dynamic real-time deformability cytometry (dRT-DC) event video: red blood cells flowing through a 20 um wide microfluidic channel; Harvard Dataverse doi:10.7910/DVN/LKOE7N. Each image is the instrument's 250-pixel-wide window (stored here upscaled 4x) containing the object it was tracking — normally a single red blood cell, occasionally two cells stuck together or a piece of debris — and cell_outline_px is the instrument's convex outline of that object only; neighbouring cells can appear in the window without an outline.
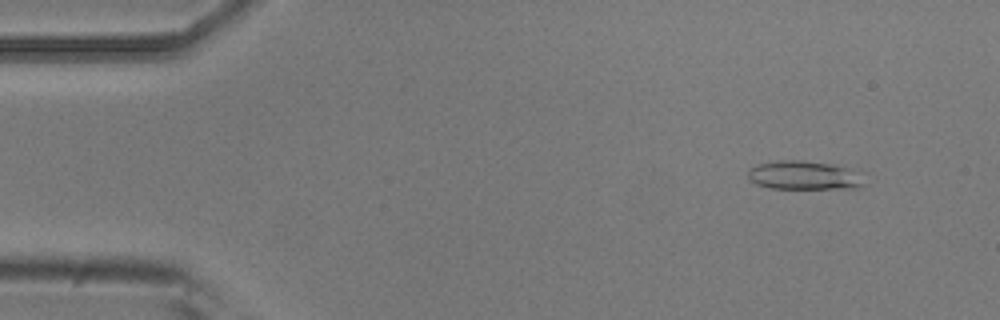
{"species": "common noctule bat (a hibernating species)", "species_latin": "Nyctalus noctula", "temperature_condition": "room temperature", "stored_images_in_passage": 52, "camera_frame_rate_fps": 3000, "um_per_image_px": 0.085, "animal": {"sex": "male", "body_mass_g": 20.5, "forearm_length_mm": 52.5}, "frame": {"image": 1, "passage_image": 5, "time_ms": 1.333, "image_size_px": [1000, 320], "cell_outline_px": [[864, 184], [860, 188], [772, 188], [756, 184], [748, 176], [748, 168], [760, 164], [780, 160], [800, 160], [832, 164], [844, 168]], "centroid_in_image_um": [68.2, 14.9], "position_along_channel_um": 16.8, "area_um2": 18.61}}
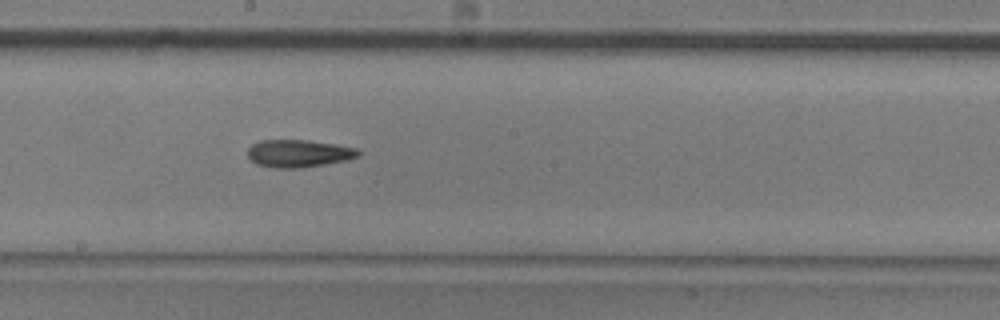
{"frame": {"image": 2, "passage_image": 28, "time_ms": 9.0, "image_size_px": [1000, 320], "cell_outline_px": [[364, 152], [360, 156], [348, 160], [300, 168], [272, 168], [256, 164], [248, 156], [248, 148], [252, 144], [260, 140], [308, 140], [336, 144], [356, 148]], "centroid_in_image_um": [25.42, 13.04], "position_along_channel_um": 222.8, "area_um2": 17.98}}
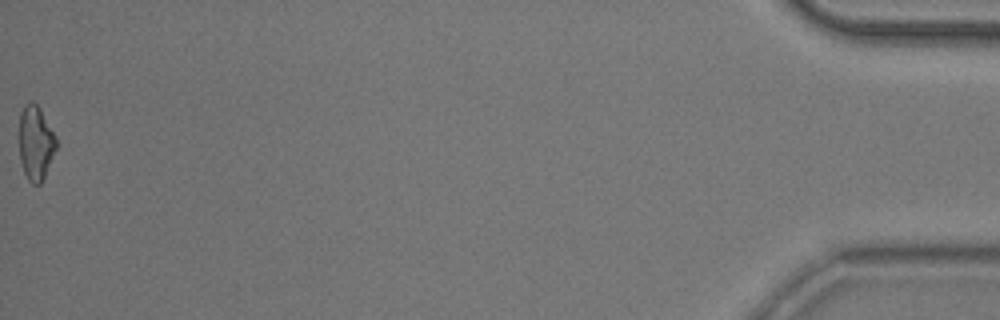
{"frame": {"image": 3, "passage_image": 52, "time_ms": 17.0, "image_size_px": [1000, 320], "cell_outline_px": [[56, 148], [44, 176], [40, 184], [32, 184], [28, 180], [24, 172], [20, 160], [20, 112], [24, 104], [32, 100], [40, 108], [56, 136]], "centroid_in_image_um": [3.02, 12.12], "position_along_channel_um": 432.2, "area_um2": 15.9}, "authors_computed_cell_mechanics": {"area_um2": 17.3689, "velocity_mm_per_s": 3.8923, "shape_relaxation_time_tau1_ms": 8.1121, "shape_relaxation_time_tau2_ms": 8.3056, "deformation_change_tau1": 0.171, "deformation_change_tau2": 0.2}}